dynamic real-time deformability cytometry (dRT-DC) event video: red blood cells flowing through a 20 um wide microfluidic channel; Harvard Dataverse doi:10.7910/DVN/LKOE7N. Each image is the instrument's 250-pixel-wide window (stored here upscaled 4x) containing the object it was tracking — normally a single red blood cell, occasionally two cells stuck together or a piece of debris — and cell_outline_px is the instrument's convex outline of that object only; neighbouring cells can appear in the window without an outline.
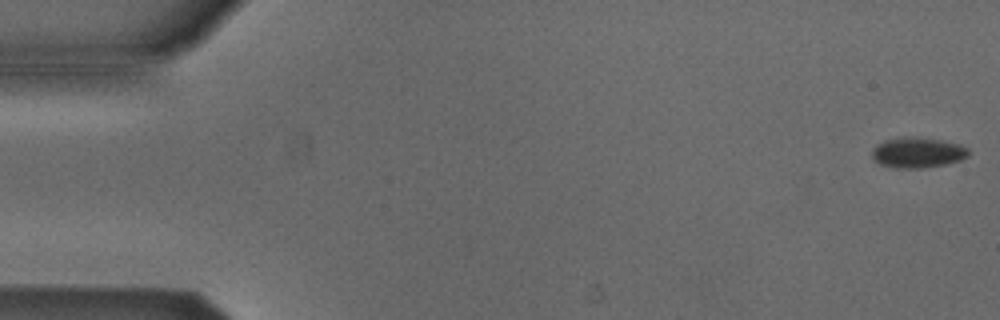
{"species": "Egyptian fruit bat (a non-hibernating species)", "species_latin": "Rousettus aegyptiacus", "temperature_condition": "cold", "stored_images_in_passage": 9, "camera_frame_rate_fps": 3000, "um_per_image_px": 0.085, "animal": {"sex": "male"}, "frame": {"image": 1, "passage_image": 1, "time_ms": 0.0, "image_size_px": [1000, 320], "cell_outline_px": [[968, 156], [960, 160], [944, 164], [920, 168], [896, 168], [880, 164], [872, 156], [872, 148], [876, 144], [884, 140], [900, 136], [908, 136], [940, 140], [960, 144], [968, 148]], "centroid_in_image_um": [77.96, 12.95], "position_along_channel_um": 7.0, "area_um2": 17.11}}